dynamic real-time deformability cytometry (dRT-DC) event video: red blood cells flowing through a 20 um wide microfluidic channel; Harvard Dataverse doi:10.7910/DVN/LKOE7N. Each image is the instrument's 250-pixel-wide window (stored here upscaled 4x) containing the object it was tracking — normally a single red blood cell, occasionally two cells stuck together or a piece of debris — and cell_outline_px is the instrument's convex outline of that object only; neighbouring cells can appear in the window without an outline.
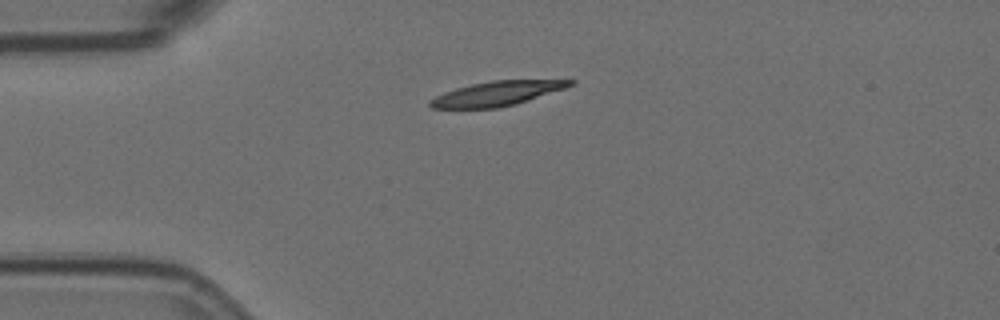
{"species": "Egyptian fruit bat (a non-hibernating species)", "species_latin": "Rousettus aegyptiacus", "temperature_condition": "room temperature", "stored_images_in_passage": 2, "camera_frame_rate_fps": 3000, "um_per_image_px": 0.085, "animal": {"sex": "female"}, "frame": {"image": 1, "passage_image": 1, "time_ms": 0.0, "image_size_px": [1000, 320], "cell_outline_px": [[576, 84], [516, 104], [496, 108], [432, 108], [428, 104], [428, 100], [444, 92], [456, 88], [472, 84], [492, 80], [576, 80]], "centroid_in_image_um": [42.22, 7.95], "position_along_channel_um": 42.8, "area_um2": 19.83}}